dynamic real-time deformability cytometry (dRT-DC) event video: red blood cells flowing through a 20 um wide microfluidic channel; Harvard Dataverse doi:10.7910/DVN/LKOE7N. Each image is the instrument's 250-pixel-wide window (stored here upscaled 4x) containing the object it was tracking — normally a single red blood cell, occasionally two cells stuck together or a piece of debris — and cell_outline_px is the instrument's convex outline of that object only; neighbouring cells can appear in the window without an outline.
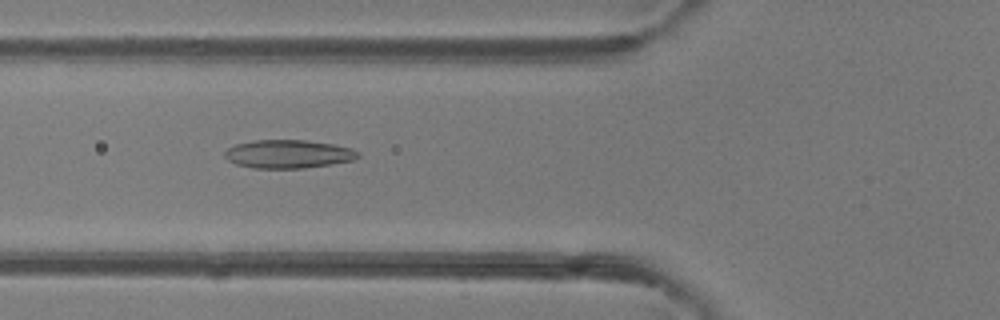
{"species": "common noctule bat (a hibernating species)", "species_latin": "Nyctalus noctula", "temperature_condition": "room temperature", "stored_images_in_passage": 48, "camera_frame_rate_fps": 3000, "um_per_image_px": 0.085, "animal": {"sex": "female"}, "frame": {"image": 1, "passage_image": 18, "time_ms": 5.667, "image_size_px": [1000, 320], "cell_outline_px": [[360, 156], [352, 160], [332, 164], [304, 168], [252, 168], [236, 164], [228, 160], [224, 156], [224, 152], [228, 148], [236, 144], [252, 140], [304, 140], [332, 144], [352, 148], [360, 152]], "centroid_in_image_um": [24.5, 13.09], "position_along_channel_um": 101.3, "area_um2": 22.08}}
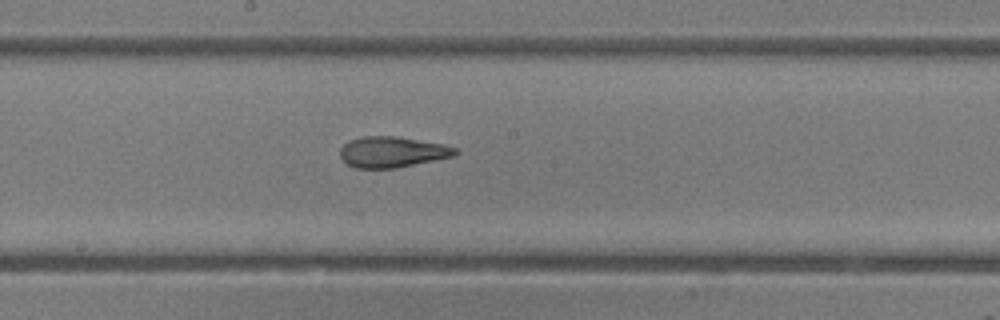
{"frame": {"image": 2, "passage_image": 26, "time_ms": 8.333, "image_size_px": [1000, 320], "cell_outline_px": [[460, 152], [456, 156], [396, 168], [356, 168], [348, 164], [340, 156], [340, 148], [348, 140], [364, 136], [396, 136], [444, 144], [456, 148]], "centroid_in_image_um": [33.37, 12.91], "position_along_channel_um": 214.8, "area_um2": 20.81}}
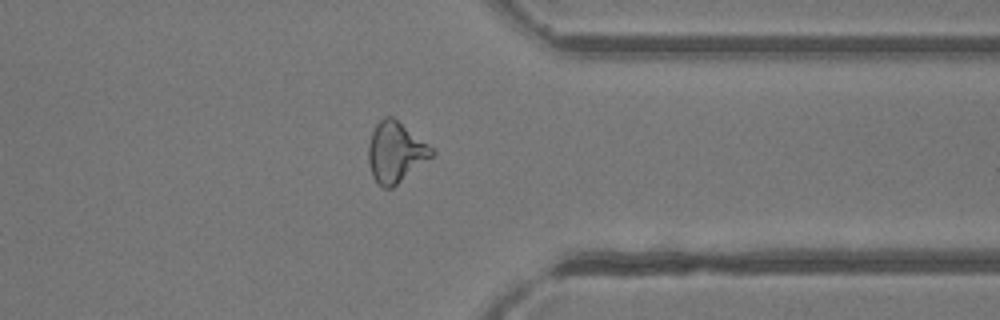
{"frame": {"image": 3, "passage_image": 38, "time_ms": 12.333, "image_size_px": [1000, 320], "cell_outline_px": [[436, 152], [432, 156], [392, 188], [384, 188], [372, 176], [368, 160], [368, 144], [372, 132], [376, 124], [384, 116], [392, 116], [428, 144]], "centroid_in_image_um": [33.6, 12.92], "position_along_channel_um": 377.8, "area_um2": 21.96}, "authors_computed_cell_mechanics": {"area_um2": 22.0796, "velocity_mm_per_s": 4.2278, "shape_relaxation_time_tau1_ms": 4.7251, "shape_relaxation_time_tau2_ms": 1.9423, "deformation_change_tau1": 0.1469, "deformation_change_tau2": 0.0993}}